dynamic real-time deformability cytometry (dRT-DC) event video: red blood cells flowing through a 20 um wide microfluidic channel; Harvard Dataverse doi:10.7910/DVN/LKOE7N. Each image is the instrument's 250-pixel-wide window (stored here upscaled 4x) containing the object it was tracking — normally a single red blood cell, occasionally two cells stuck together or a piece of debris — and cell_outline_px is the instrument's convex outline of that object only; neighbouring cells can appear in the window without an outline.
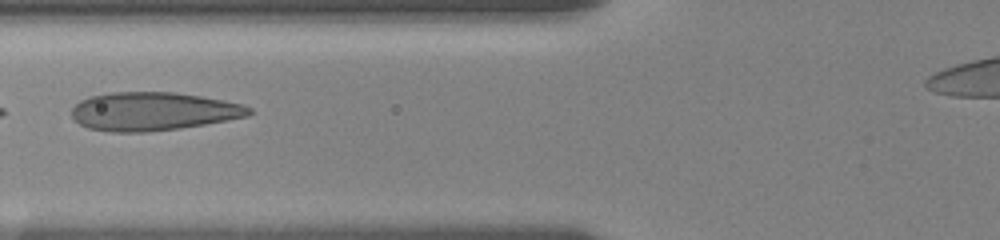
{"species": "human", "species_latin": "Homo sapiens", "temperature_condition": "room temperature", "stored_images_in_passage": 7, "camera_frame_rate_fps": 3000, "um_per_image_px": 0.085, "donor": {"sex": "female"}, "frame": {"image": 1, "passage_image": 6, "time_ms": 4.0, "image_size_px": [1000, 240], "cell_outline_px": [[252, 112], [248, 116], [204, 124], [180, 128], [148, 132], [112, 132], [88, 128], [80, 124], [72, 116], [72, 108], [80, 100], [92, 96], [112, 92], [172, 92], [200, 96], [224, 100], [240, 104], [252, 108]], "centroid_in_image_um": [13.0, 9.47], "position_along_channel_um": 112.8, "area_um2": 39.48}}